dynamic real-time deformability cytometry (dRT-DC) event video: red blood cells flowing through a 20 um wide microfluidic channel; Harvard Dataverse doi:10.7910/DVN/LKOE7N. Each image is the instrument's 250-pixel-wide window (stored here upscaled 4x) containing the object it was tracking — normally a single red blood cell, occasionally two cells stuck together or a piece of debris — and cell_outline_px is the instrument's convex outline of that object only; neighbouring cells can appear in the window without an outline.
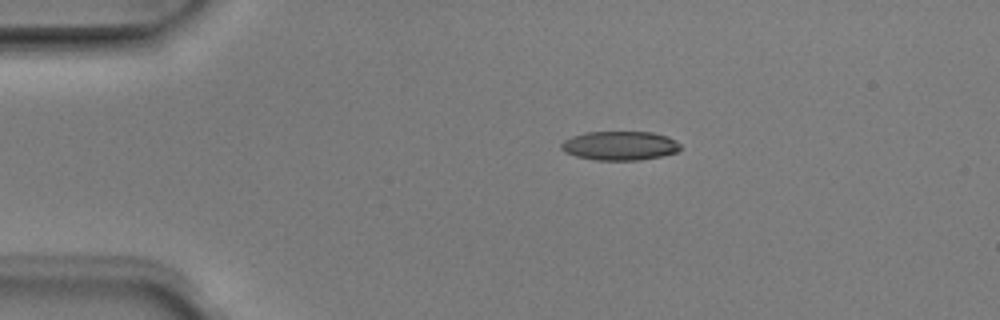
{"species": "Egyptian fruit bat (a non-hibernating species)", "species_latin": "Rousettus aegyptiacus", "temperature_condition": "room temperature", "stored_images_in_passage": 4, "camera_frame_rate_fps": 3000, "um_per_image_px": 0.085, "animal": {"sex": "male"}, "frame": {"image": 1, "passage_image": 1, "time_ms": 0.0, "image_size_px": [1000, 320], "cell_outline_px": [[680, 148], [676, 152], [660, 156], [640, 160], [596, 160], [576, 156], [564, 152], [560, 148], [560, 144], [564, 140], [572, 136], [588, 132], [652, 132], [668, 136], [676, 140], [680, 144]], "centroid_in_image_um": [52.67, 12.38], "position_along_channel_um": 32.3, "area_um2": 20.17}}
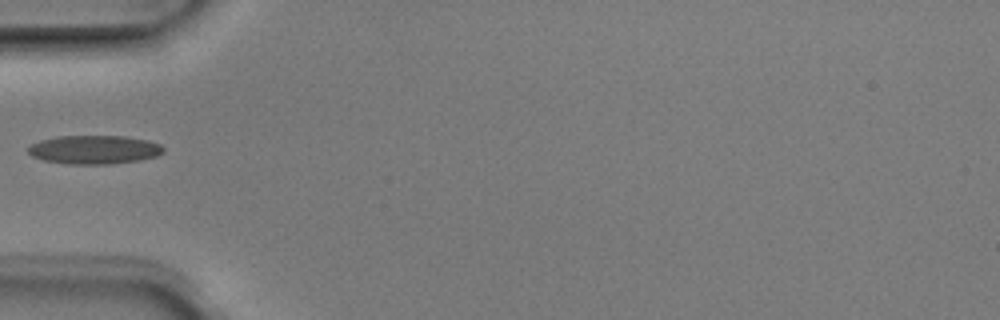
{"frame": {"image": 2, "passage_image": 3, "time_ms": 0.667, "image_size_px": [1000, 320], "cell_outline_px": [[164, 152], [156, 156], [140, 160], [112, 164], [68, 164], [44, 160], [32, 156], [28, 152], [28, 144], [40, 140], [56, 136], [124, 136], [148, 140], [160, 144], [164, 148]], "centroid_in_image_um": [8.0, 12.72], "position_along_channel_um": 77.0, "area_um2": 22.77}}
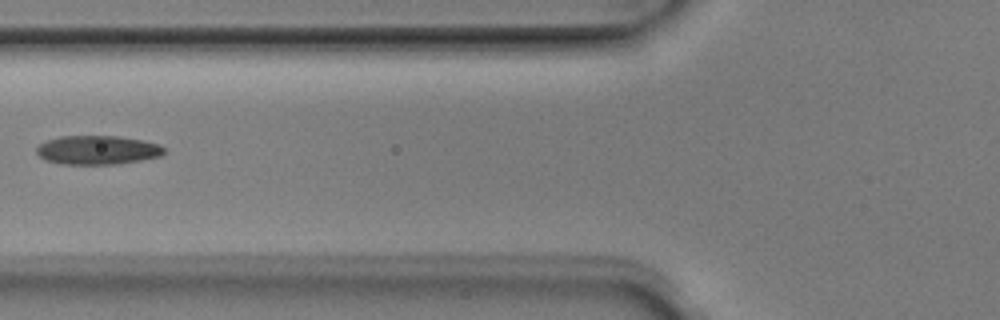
{"frame": {"image": 3, "passage_image": 4, "time_ms": 1.0, "image_size_px": [1000, 320], "cell_outline_px": [[164, 152], [160, 156], [140, 160], [116, 164], [60, 164], [44, 160], [36, 152], [36, 148], [40, 144], [48, 140], [60, 136], [116, 136], [144, 140], [160, 144], [164, 148]], "centroid_in_image_um": [8.28, 12.75], "position_along_channel_um": 117.5, "area_um2": 21.5}}